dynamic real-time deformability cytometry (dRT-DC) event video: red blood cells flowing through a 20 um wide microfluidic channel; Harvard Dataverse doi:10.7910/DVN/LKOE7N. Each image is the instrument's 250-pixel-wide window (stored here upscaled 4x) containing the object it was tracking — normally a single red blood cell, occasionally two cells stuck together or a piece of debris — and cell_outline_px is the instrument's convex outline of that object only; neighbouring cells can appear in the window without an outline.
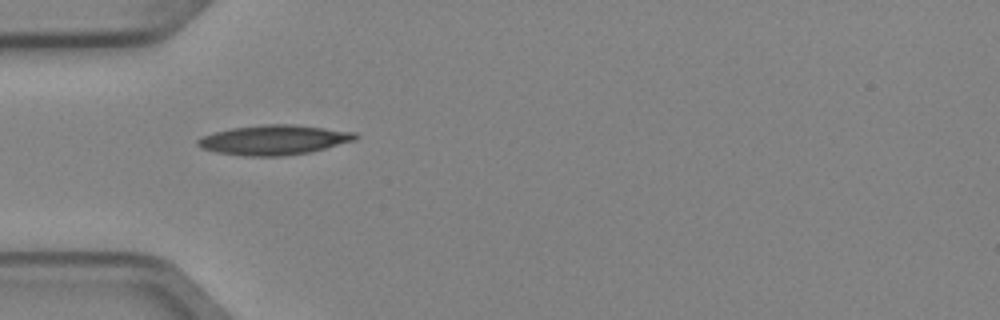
{"species": "Egyptian fruit bat (a non-hibernating species)", "species_latin": "Rousettus aegyptiacus", "temperature_condition": "cold", "stored_images_in_passage": 3, "camera_frame_rate_fps": 3000, "um_per_image_px": 0.085, "animal": {"sex": "female"}, "frame": {"image": 1, "passage_image": 1, "time_ms": 0.0, "image_size_px": [1000, 320], "cell_outline_px": [[360, 136], [356, 140], [308, 152], [280, 156], [244, 156], [216, 152], [200, 148], [196, 144], [196, 140], [204, 136], [216, 132], [232, 128], [264, 124], [292, 124], [356, 132]], "centroid_in_image_um": [23.28, 11.89], "position_along_channel_um": 61.7, "area_um2": 27.17}}
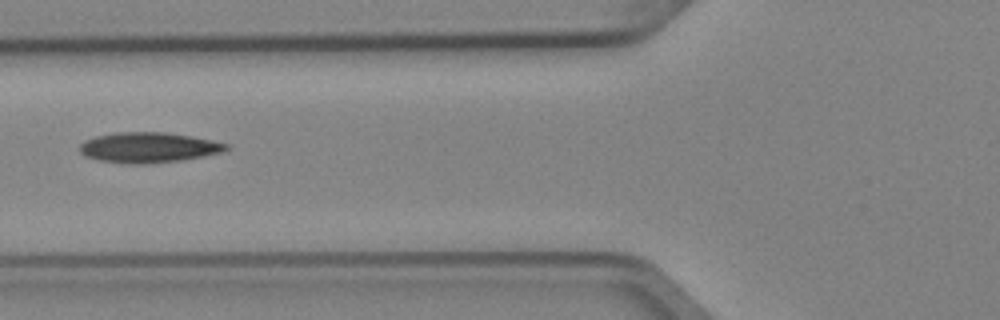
{"frame": {"image": 2, "passage_image": 2, "time_ms": 0.333, "image_size_px": [1000, 320], "cell_outline_px": [[228, 148], [224, 152], [204, 156], [180, 160], [144, 164], [132, 164], [100, 160], [84, 156], [80, 152], [80, 144], [84, 140], [96, 136], [116, 132], [164, 132], [192, 136], [228, 144]], "centroid_in_image_um": [12.61, 12.53], "position_along_channel_um": 113.2, "area_um2": 25.78}}
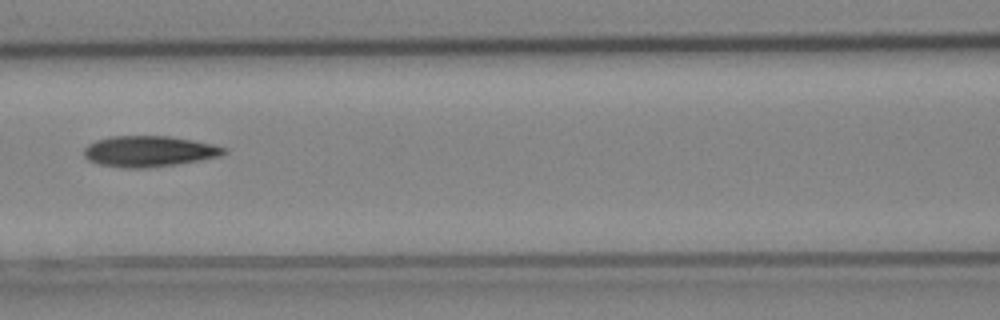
{"frame": {"image": 3, "passage_image": 3, "time_ms": 0.667, "image_size_px": [1000, 320], "cell_outline_px": [[228, 152], [220, 156], [200, 160], [176, 164], [140, 168], [124, 168], [100, 164], [88, 160], [84, 156], [84, 148], [88, 144], [96, 140], [112, 136], [168, 136], [192, 140], [212, 144], [228, 148]], "centroid_in_image_um": [12.67, 12.86], "position_along_channel_um": 153.9, "area_um2": 25.09}}